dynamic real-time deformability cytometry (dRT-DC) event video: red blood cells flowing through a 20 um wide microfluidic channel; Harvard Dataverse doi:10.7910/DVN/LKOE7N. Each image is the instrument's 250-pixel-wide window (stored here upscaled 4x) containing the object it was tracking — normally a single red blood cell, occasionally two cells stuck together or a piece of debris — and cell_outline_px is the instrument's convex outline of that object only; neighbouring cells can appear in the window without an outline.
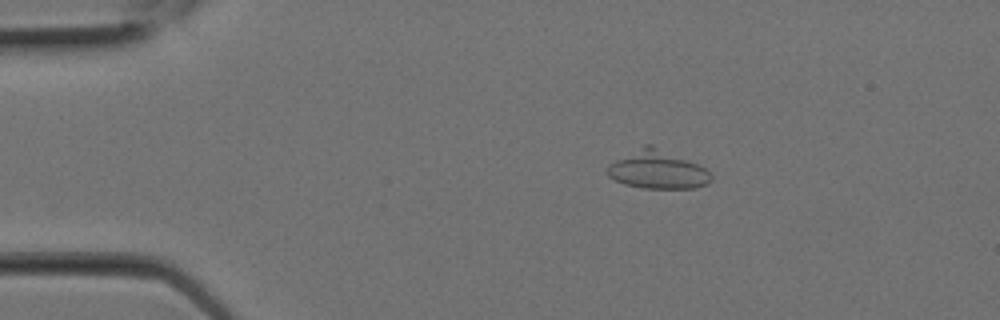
{"species": "Egyptian fruit bat (a non-hibernating species)", "species_latin": "Rousettus aegyptiacus", "temperature_condition": "room temperature", "stored_images_in_passage": 7, "camera_frame_rate_fps": 3000, "um_per_image_px": 0.085, "animal": {"sex": "female"}, "frame": {"image": 1, "passage_image": 3, "time_ms": 0.667, "image_size_px": [1000, 320], "cell_outline_px": [[712, 180], [708, 184], [696, 188], [644, 188], [624, 184], [608, 176], [608, 164], [644, 144], [652, 144], [696, 164], [704, 168], [712, 176]], "centroid_in_image_um": [55.88, 14.43], "position_along_channel_um": 29.1, "area_um2": 22.83}}
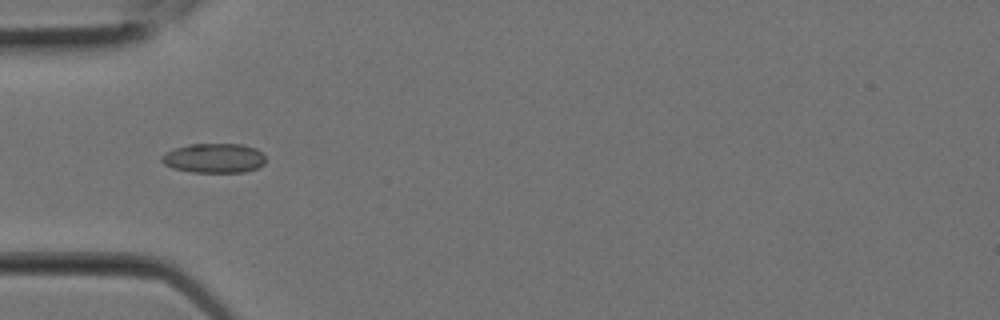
{"frame": {"image": 2, "passage_image": 6, "time_ms": 1.667, "image_size_px": [1000, 320], "cell_outline_px": [[264, 164], [256, 168], [244, 172], [192, 172], [172, 168], [164, 164], [160, 160], [160, 156], [164, 152], [188, 144], [244, 144], [256, 148], [264, 156]], "centroid_in_image_um": [18.16, 13.44], "position_along_channel_um": 66.8, "area_um2": 17.98}}